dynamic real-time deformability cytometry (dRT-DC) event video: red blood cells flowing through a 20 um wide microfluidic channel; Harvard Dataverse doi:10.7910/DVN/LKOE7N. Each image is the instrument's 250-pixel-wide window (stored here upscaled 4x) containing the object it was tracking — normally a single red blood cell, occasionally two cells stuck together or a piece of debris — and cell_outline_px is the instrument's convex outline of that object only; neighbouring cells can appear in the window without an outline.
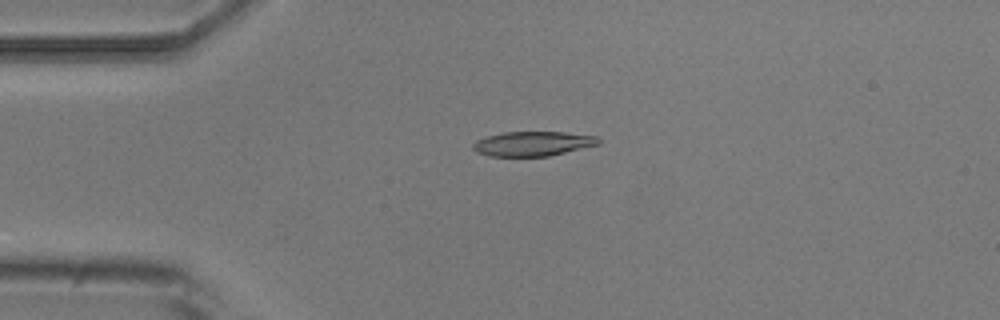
{"species": "common noctule bat (a hibernating species)", "species_latin": "Nyctalus noctula", "temperature_condition": "room temperature", "stored_images_in_passage": 3, "camera_frame_rate_fps": 3000, "um_per_image_px": 0.085, "animal": {"sex": "male", "body_mass_g": 20.5, "forearm_length_mm": 52.5}, "frame": {"image": 1, "passage_image": 2, "time_ms": 1.333, "image_size_px": [1000, 320], "cell_outline_px": [[600, 144], [548, 156], [488, 156], [476, 152], [472, 148], [472, 144], [476, 140], [488, 136], [504, 132], [564, 132], [600, 136]], "centroid_in_image_um": [45.3, 12.21], "position_along_channel_um": 39.7, "area_um2": 18.03}}